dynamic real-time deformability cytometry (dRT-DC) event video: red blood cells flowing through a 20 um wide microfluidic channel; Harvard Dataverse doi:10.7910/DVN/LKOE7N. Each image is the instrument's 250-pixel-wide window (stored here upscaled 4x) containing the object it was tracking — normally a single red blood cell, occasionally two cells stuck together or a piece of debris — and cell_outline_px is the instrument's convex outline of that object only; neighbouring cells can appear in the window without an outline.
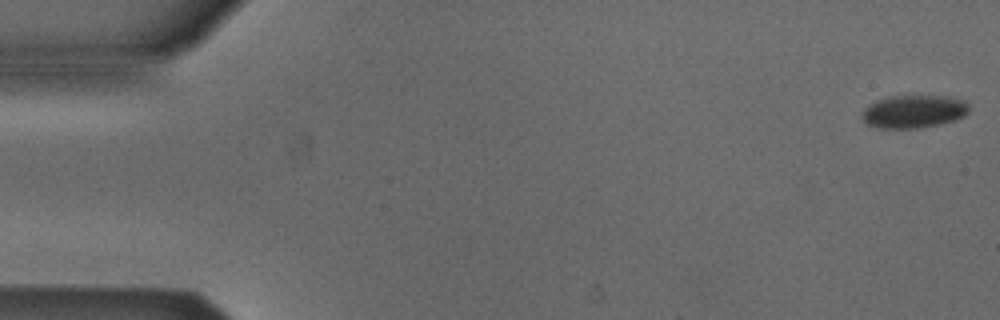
{"species": "Egyptian fruit bat (a non-hibernating species)", "species_latin": "Rousettus aegyptiacus", "temperature_condition": "cold", "stored_images_in_passage": 15, "camera_frame_rate_fps": 3000, "um_per_image_px": 0.085, "animal": {"sex": "male"}, "frame": {"image": 1, "passage_image": 1, "time_ms": 0.0, "image_size_px": [1000, 320], "cell_outline_px": [[968, 112], [964, 116], [956, 120], [940, 124], [920, 128], [880, 128], [868, 124], [860, 116], [864, 108], [868, 104], [876, 100], [888, 96], [948, 96], [964, 100], [968, 104]], "centroid_in_image_um": [77.66, 9.47], "position_along_channel_um": 7.3, "area_um2": 20.69}}
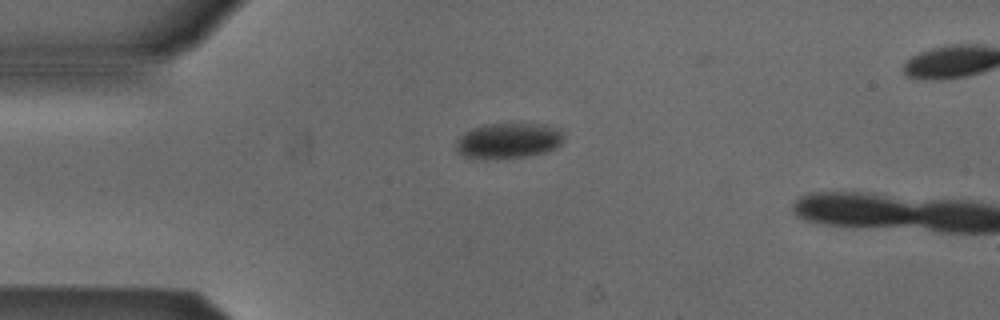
{"frame": {"image": 2, "passage_image": 13, "time_ms": 4.0, "image_size_px": [1000, 320], "cell_outline_px": [[564, 140], [556, 148], [544, 152], [524, 156], [484, 160], [464, 156], [456, 152], [456, 140], [464, 132], [484, 124], [544, 124], [560, 128], [564, 132]], "centroid_in_image_um": [43.21, 11.96], "position_along_channel_um": 41.8, "area_um2": 22.54}}